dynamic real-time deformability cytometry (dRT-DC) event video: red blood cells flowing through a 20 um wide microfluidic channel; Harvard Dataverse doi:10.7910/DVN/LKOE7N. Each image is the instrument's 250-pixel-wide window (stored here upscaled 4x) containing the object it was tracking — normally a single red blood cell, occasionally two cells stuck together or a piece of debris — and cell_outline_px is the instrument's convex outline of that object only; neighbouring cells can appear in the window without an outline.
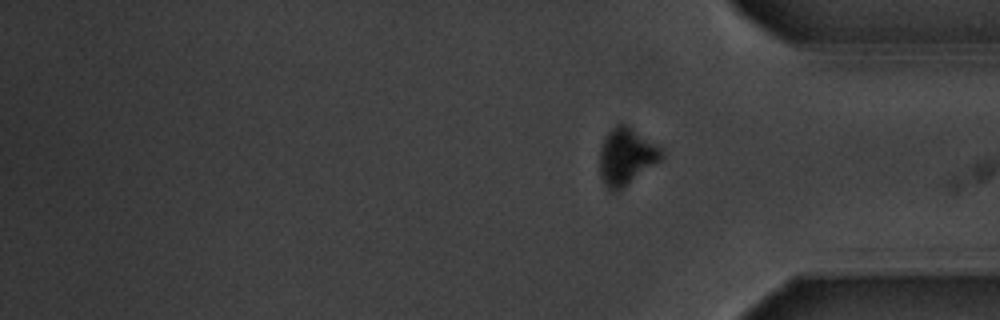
{"species": "common noctule bat (a hibernating species)", "species_latin": "Nyctalus noctula", "temperature_condition": "warm", "stored_images_in_passage": 16, "segment_of_instrument_passage": [2, 2], "camera_frame_rate_fps": 3000, "um_per_image_px": 0.085, "animal": {"sex": "male", "body_mass_g": 20.1, "forearm_length_mm": 53.5}, "frame": {"image": 1, "passage_image": 16, "time_ms": 19.667, "image_size_px": [1000, 320], "cell_outline_px": [[664, 156], [660, 160], [620, 192], [612, 192], [604, 184], [600, 176], [600, 148], [604, 136], [616, 124], [628, 124], [660, 148], [664, 152]], "centroid_in_image_um": [53.21, 13.33], "position_along_channel_um": 382.0, "area_um2": 20.69}}